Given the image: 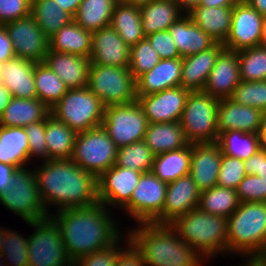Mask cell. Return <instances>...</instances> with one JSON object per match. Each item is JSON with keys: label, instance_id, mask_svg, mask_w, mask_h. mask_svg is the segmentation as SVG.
Returning a JSON list of instances; mask_svg holds the SVG:
<instances>
[{"label": "cell", "instance_id": "cell-31", "mask_svg": "<svg viewBox=\"0 0 266 266\" xmlns=\"http://www.w3.org/2000/svg\"><path fill=\"white\" fill-rule=\"evenodd\" d=\"M49 50L90 58L92 32L83 29L72 20L49 38Z\"/></svg>", "mask_w": 266, "mask_h": 266}, {"label": "cell", "instance_id": "cell-53", "mask_svg": "<svg viewBox=\"0 0 266 266\" xmlns=\"http://www.w3.org/2000/svg\"><path fill=\"white\" fill-rule=\"evenodd\" d=\"M246 175H258L266 186V151L259 150L244 161Z\"/></svg>", "mask_w": 266, "mask_h": 266}, {"label": "cell", "instance_id": "cell-25", "mask_svg": "<svg viewBox=\"0 0 266 266\" xmlns=\"http://www.w3.org/2000/svg\"><path fill=\"white\" fill-rule=\"evenodd\" d=\"M224 49L223 43H216L206 51L182 57L181 87L190 92L203 91L208 76Z\"/></svg>", "mask_w": 266, "mask_h": 266}, {"label": "cell", "instance_id": "cell-13", "mask_svg": "<svg viewBox=\"0 0 266 266\" xmlns=\"http://www.w3.org/2000/svg\"><path fill=\"white\" fill-rule=\"evenodd\" d=\"M167 183L152 171L142 173L130 201L122 208L138 223H151L164 207Z\"/></svg>", "mask_w": 266, "mask_h": 266}, {"label": "cell", "instance_id": "cell-7", "mask_svg": "<svg viewBox=\"0 0 266 266\" xmlns=\"http://www.w3.org/2000/svg\"><path fill=\"white\" fill-rule=\"evenodd\" d=\"M219 99L203 91L190 92L180 120L186 140L192 143H214L219 137L217 109Z\"/></svg>", "mask_w": 266, "mask_h": 266}, {"label": "cell", "instance_id": "cell-24", "mask_svg": "<svg viewBox=\"0 0 266 266\" xmlns=\"http://www.w3.org/2000/svg\"><path fill=\"white\" fill-rule=\"evenodd\" d=\"M182 57L161 59L136 79V95L145 96L181 86Z\"/></svg>", "mask_w": 266, "mask_h": 266}, {"label": "cell", "instance_id": "cell-20", "mask_svg": "<svg viewBox=\"0 0 266 266\" xmlns=\"http://www.w3.org/2000/svg\"><path fill=\"white\" fill-rule=\"evenodd\" d=\"M222 161L221 147L214 143H192L190 176L200 191L217 185L218 173Z\"/></svg>", "mask_w": 266, "mask_h": 266}, {"label": "cell", "instance_id": "cell-55", "mask_svg": "<svg viewBox=\"0 0 266 266\" xmlns=\"http://www.w3.org/2000/svg\"><path fill=\"white\" fill-rule=\"evenodd\" d=\"M15 57L13 44L4 25H0V64Z\"/></svg>", "mask_w": 266, "mask_h": 266}, {"label": "cell", "instance_id": "cell-48", "mask_svg": "<svg viewBox=\"0 0 266 266\" xmlns=\"http://www.w3.org/2000/svg\"><path fill=\"white\" fill-rule=\"evenodd\" d=\"M29 143V161L32 157H43L44 161L49 160V153L46 146L45 130L46 119L34 122L24 127Z\"/></svg>", "mask_w": 266, "mask_h": 266}, {"label": "cell", "instance_id": "cell-22", "mask_svg": "<svg viewBox=\"0 0 266 266\" xmlns=\"http://www.w3.org/2000/svg\"><path fill=\"white\" fill-rule=\"evenodd\" d=\"M265 113L251 106L235 103L232 99H221L217 109L219 135L228 130L257 133Z\"/></svg>", "mask_w": 266, "mask_h": 266}, {"label": "cell", "instance_id": "cell-58", "mask_svg": "<svg viewBox=\"0 0 266 266\" xmlns=\"http://www.w3.org/2000/svg\"><path fill=\"white\" fill-rule=\"evenodd\" d=\"M239 0H200V5L206 7H234Z\"/></svg>", "mask_w": 266, "mask_h": 266}, {"label": "cell", "instance_id": "cell-28", "mask_svg": "<svg viewBox=\"0 0 266 266\" xmlns=\"http://www.w3.org/2000/svg\"><path fill=\"white\" fill-rule=\"evenodd\" d=\"M233 7L199 5L187 13L192 21L217 43H224L230 33Z\"/></svg>", "mask_w": 266, "mask_h": 266}, {"label": "cell", "instance_id": "cell-51", "mask_svg": "<svg viewBox=\"0 0 266 266\" xmlns=\"http://www.w3.org/2000/svg\"><path fill=\"white\" fill-rule=\"evenodd\" d=\"M145 38L150 42V45L159 54L161 59L181 57L169 30L157 31L147 35Z\"/></svg>", "mask_w": 266, "mask_h": 266}, {"label": "cell", "instance_id": "cell-46", "mask_svg": "<svg viewBox=\"0 0 266 266\" xmlns=\"http://www.w3.org/2000/svg\"><path fill=\"white\" fill-rule=\"evenodd\" d=\"M28 242V237L6 228L1 253L7 266H28Z\"/></svg>", "mask_w": 266, "mask_h": 266}, {"label": "cell", "instance_id": "cell-21", "mask_svg": "<svg viewBox=\"0 0 266 266\" xmlns=\"http://www.w3.org/2000/svg\"><path fill=\"white\" fill-rule=\"evenodd\" d=\"M240 82L238 54L224 49L208 76L203 92L219 100L227 99Z\"/></svg>", "mask_w": 266, "mask_h": 266}, {"label": "cell", "instance_id": "cell-11", "mask_svg": "<svg viewBox=\"0 0 266 266\" xmlns=\"http://www.w3.org/2000/svg\"><path fill=\"white\" fill-rule=\"evenodd\" d=\"M35 231L28 237V266H73L64 248L61 232L49 216L27 222Z\"/></svg>", "mask_w": 266, "mask_h": 266}, {"label": "cell", "instance_id": "cell-30", "mask_svg": "<svg viewBox=\"0 0 266 266\" xmlns=\"http://www.w3.org/2000/svg\"><path fill=\"white\" fill-rule=\"evenodd\" d=\"M144 142L155 156L189 144L180 122L148 123Z\"/></svg>", "mask_w": 266, "mask_h": 266}, {"label": "cell", "instance_id": "cell-66", "mask_svg": "<svg viewBox=\"0 0 266 266\" xmlns=\"http://www.w3.org/2000/svg\"><path fill=\"white\" fill-rule=\"evenodd\" d=\"M5 239V228L3 229L2 227L0 228V253L2 251L3 243Z\"/></svg>", "mask_w": 266, "mask_h": 266}, {"label": "cell", "instance_id": "cell-14", "mask_svg": "<svg viewBox=\"0 0 266 266\" xmlns=\"http://www.w3.org/2000/svg\"><path fill=\"white\" fill-rule=\"evenodd\" d=\"M4 26L12 41L15 57L35 63L44 62L49 51V39L31 14L8 22Z\"/></svg>", "mask_w": 266, "mask_h": 266}, {"label": "cell", "instance_id": "cell-10", "mask_svg": "<svg viewBox=\"0 0 266 266\" xmlns=\"http://www.w3.org/2000/svg\"><path fill=\"white\" fill-rule=\"evenodd\" d=\"M18 168L10 180V187L0 194V203L27 222L48 218L40 198L34 172Z\"/></svg>", "mask_w": 266, "mask_h": 266}, {"label": "cell", "instance_id": "cell-8", "mask_svg": "<svg viewBox=\"0 0 266 266\" xmlns=\"http://www.w3.org/2000/svg\"><path fill=\"white\" fill-rule=\"evenodd\" d=\"M87 88L105 107L137 101L136 79L129 67L90 64Z\"/></svg>", "mask_w": 266, "mask_h": 266}, {"label": "cell", "instance_id": "cell-9", "mask_svg": "<svg viewBox=\"0 0 266 266\" xmlns=\"http://www.w3.org/2000/svg\"><path fill=\"white\" fill-rule=\"evenodd\" d=\"M118 147L103 126L77 133L71 160L98 178L116 164Z\"/></svg>", "mask_w": 266, "mask_h": 266}, {"label": "cell", "instance_id": "cell-26", "mask_svg": "<svg viewBox=\"0 0 266 266\" xmlns=\"http://www.w3.org/2000/svg\"><path fill=\"white\" fill-rule=\"evenodd\" d=\"M44 63L68 89L87 87L90 59L79 55L49 50Z\"/></svg>", "mask_w": 266, "mask_h": 266}, {"label": "cell", "instance_id": "cell-2", "mask_svg": "<svg viewBox=\"0 0 266 266\" xmlns=\"http://www.w3.org/2000/svg\"><path fill=\"white\" fill-rule=\"evenodd\" d=\"M43 205L56 206L57 212L97 204V178L71 159H49L33 170ZM58 205V206H57Z\"/></svg>", "mask_w": 266, "mask_h": 266}, {"label": "cell", "instance_id": "cell-32", "mask_svg": "<svg viewBox=\"0 0 266 266\" xmlns=\"http://www.w3.org/2000/svg\"><path fill=\"white\" fill-rule=\"evenodd\" d=\"M142 30L145 36L168 30L184 13L175 0H154L139 7Z\"/></svg>", "mask_w": 266, "mask_h": 266}, {"label": "cell", "instance_id": "cell-3", "mask_svg": "<svg viewBox=\"0 0 266 266\" xmlns=\"http://www.w3.org/2000/svg\"><path fill=\"white\" fill-rule=\"evenodd\" d=\"M137 226L127 234L142 255L145 266H202L206 260L170 225L138 223Z\"/></svg>", "mask_w": 266, "mask_h": 266}, {"label": "cell", "instance_id": "cell-62", "mask_svg": "<svg viewBox=\"0 0 266 266\" xmlns=\"http://www.w3.org/2000/svg\"><path fill=\"white\" fill-rule=\"evenodd\" d=\"M251 7L266 17V0H245Z\"/></svg>", "mask_w": 266, "mask_h": 266}, {"label": "cell", "instance_id": "cell-67", "mask_svg": "<svg viewBox=\"0 0 266 266\" xmlns=\"http://www.w3.org/2000/svg\"><path fill=\"white\" fill-rule=\"evenodd\" d=\"M5 264H7V263H5V260H4L2 253H0V266H7Z\"/></svg>", "mask_w": 266, "mask_h": 266}, {"label": "cell", "instance_id": "cell-6", "mask_svg": "<svg viewBox=\"0 0 266 266\" xmlns=\"http://www.w3.org/2000/svg\"><path fill=\"white\" fill-rule=\"evenodd\" d=\"M105 106L87 87L68 89L50 114L76 133L102 126Z\"/></svg>", "mask_w": 266, "mask_h": 266}, {"label": "cell", "instance_id": "cell-59", "mask_svg": "<svg viewBox=\"0 0 266 266\" xmlns=\"http://www.w3.org/2000/svg\"><path fill=\"white\" fill-rule=\"evenodd\" d=\"M10 91L0 81V116L3 114L4 109L12 99Z\"/></svg>", "mask_w": 266, "mask_h": 266}, {"label": "cell", "instance_id": "cell-19", "mask_svg": "<svg viewBox=\"0 0 266 266\" xmlns=\"http://www.w3.org/2000/svg\"><path fill=\"white\" fill-rule=\"evenodd\" d=\"M90 64L129 67L130 47L111 26L92 33Z\"/></svg>", "mask_w": 266, "mask_h": 266}, {"label": "cell", "instance_id": "cell-49", "mask_svg": "<svg viewBox=\"0 0 266 266\" xmlns=\"http://www.w3.org/2000/svg\"><path fill=\"white\" fill-rule=\"evenodd\" d=\"M236 192L240 203L266 202V186L258 175H246Z\"/></svg>", "mask_w": 266, "mask_h": 266}, {"label": "cell", "instance_id": "cell-17", "mask_svg": "<svg viewBox=\"0 0 266 266\" xmlns=\"http://www.w3.org/2000/svg\"><path fill=\"white\" fill-rule=\"evenodd\" d=\"M190 91L172 87L155 94L137 96L148 123L180 122Z\"/></svg>", "mask_w": 266, "mask_h": 266}, {"label": "cell", "instance_id": "cell-47", "mask_svg": "<svg viewBox=\"0 0 266 266\" xmlns=\"http://www.w3.org/2000/svg\"><path fill=\"white\" fill-rule=\"evenodd\" d=\"M245 176L246 170L243 160L222 154V161L217 179L218 186L236 190Z\"/></svg>", "mask_w": 266, "mask_h": 266}, {"label": "cell", "instance_id": "cell-57", "mask_svg": "<svg viewBox=\"0 0 266 266\" xmlns=\"http://www.w3.org/2000/svg\"><path fill=\"white\" fill-rule=\"evenodd\" d=\"M61 9L74 17L82 0H54Z\"/></svg>", "mask_w": 266, "mask_h": 266}, {"label": "cell", "instance_id": "cell-40", "mask_svg": "<svg viewBox=\"0 0 266 266\" xmlns=\"http://www.w3.org/2000/svg\"><path fill=\"white\" fill-rule=\"evenodd\" d=\"M34 80L37 98L49 109L67 92L64 82L44 62L35 63Z\"/></svg>", "mask_w": 266, "mask_h": 266}, {"label": "cell", "instance_id": "cell-33", "mask_svg": "<svg viewBox=\"0 0 266 266\" xmlns=\"http://www.w3.org/2000/svg\"><path fill=\"white\" fill-rule=\"evenodd\" d=\"M29 143L24 127L0 126V162L23 168L29 162Z\"/></svg>", "mask_w": 266, "mask_h": 266}, {"label": "cell", "instance_id": "cell-16", "mask_svg": "<svg viewBox=\"0 0 266 266\" xmlns=\"http://www.w3.org/2000/svg\"><path fill=\"white\" fill-rule=\"evenodd\" d=\"M141 172L114 165L97 178V198L108 209H121L130 201Z\"/></svg>", "mask_w": 266, "mask_h": 266}, {"label": "cell", "instance_id": "cell-15", "mask_svg": "<svg viewBox=\"0 0 266 266\" xmlns=\"http://www.w3.org/2000/svg\"><path fill=\"white\" fill-rule=\"evenodd\" d=\"M264 18L245 0H239L232 10L230 33L223 43L225 49L238 52L260 45Z\"/></svg>", "mask_w": 266, "mask_h": 266}, {"label": "cell", "instance_id": "cell-61", "mask_svg": "<svg viewBox=\"0 0 266 266\" xmlns=\"http://www.w3.org/2000/svg\"><path fill=\"white\" fill-rule=\"evenodd\" d=\"M258 141H259V148L261 150L266 151V115L263 119L262 124L260 125L258 132Z\"/></svg>", "mask_w": 266, "mask_h": 266}, {"label": "cell", "instance_id": "cell-5", "mask_svg": "<svg viewBox=\"0 0 266 266\" xmlns=\"http://www.w3.org/2000/svg\"><path fill=\"white\" fill-rule=\"evenodd\" d=\"M170 226L203 259H212L218 253L227 254L228 230L226 217L210 215L199 208H195L178 217Z\"/></svg>", "mask_w": 266, "mask_h": 266}, {"label": "cell", "instance_id": "cell-45", "mask_svg": "<svg viewBox=\"0 0 266 266\" xmlns=\"http://www.w3.org/2000/svg\"><path fill=\"white\" fill-rule=\"evenodd\" d=\"M160 60L159 54L144 38L130 48L129 70L137 79L143 73L151 70Z\"/></svg>", "mask_w": 266, "mask_h": 266}, {"label": "cell", "instance_id": "cell-54", "mask_svg": "<svg viewBox=\"0 0 266 266\" xmlns=\"http://www.w3.org/2000/svg\"><path fill=\"white\" fill-rule=\"evenodd\" d=\"M128 248H125L118 254L116 259L115 266H145L142 255L134 247V245L129 240V235H126Z\"/></svg>", "mask_w": 266, "mask_h": 266}, {"label": "cell", "instance_id": "cell-42", "mask_svg": "<svg viewBox=\"0 0 266 266\" xmlns=\"http://www.w3.org/2000/svg\"><path fill=\"white\" fill-rule=\"evenodd\" d=\"M154 157L144 140H141L118 148L115 165L147 173L152 171Z\"/></svg>", "mask_w": 266, "mask_h": 266}, {"label": "cell", "instance_id": "cell-41", "mask_svg": "<svg viewBox=\"0 0 266 266\" xmlns=\"http://www.w3.org/2000/svg\"><path fill=\"white\" fill-rule=\"evenodd\" d=\"M217 143L223 155L243 161L260 150L257 133H245L240 130L222 132Z\"/></svg>", "mask_w": 266, "mask_h": 266}, {"label": "cell", "instance_id": "cell-35", "mask_svg": "<svg viewBox=\"0 0 266 266\" xmlns=\"http://www.w3.org/2000/svg\"><path fill=\"white\" fill-rule=\"evenodd\" d=\"M191 144L154 157L152 172L163 182L170 183L190 173Z\"/></svg>", "mask_w": 266, "mask_h": 266}, {"label": "cell", "instance_id": "cell-65", "mask_svg": "<svg viewBox=\"0 0 266 266\" xmlns=\"http://www.w3.org/2000/svg\"><path fill=\"white\" fill-rule=\"evenodd\" d=\"M245 266H266V260L253 261V262H244ZM242 266V265H241Z\"/></svg>", "mask_w": 266, "mask_h": 266}, {"label": "cell", "instance_id": "cell-37", "mask_svg": "<svg viewBox=\"0 0 266 266\" xmlns=\"http://www.w3.org/2000/svg\"><path fill=\"white\" fill-rule=\"evenodd\" d=\"M77 133L51 114L46 118V146L49 159H71Z\"/></svg>", "mask_w": 266, "mask_h": 266}, {"label": "cell", "instance_id": "cell-60", "mask_svg": "<svg viewBox=\"0 0 266 266\" xmlns=\"http://www.w3.org/2000/svg\"><path fill=\"white\" fill-rule=\"evenodd\" d=\"M178 3L179 9L187 14L189 13L194 7L200 5V0H175Z\"/></svg>", "mask_w": 266, "mask_h": 266}, {"label": "cell", "instance_id": "cell-52", "mask_svg": "<svg viewBox=\"0 0 266 266\" xmlns=\"http://www.w3.org/2000/svg\"><path fill=\"white\" fill-rule=\"evenodd\" d=\"M32 0H0V25L31 14Z\"/></svg>", "mask_w": 266, "mask_h": 266}, {"label": "cell", "instance_id": "cell-64", "mask_svg": "<svg viewBox=\"0 0 266 266\" xmlns=\"http://www.w3.org/2000/svg\"><path fill=\"white\" fill-rule=\"evenodd\" d=\"M260 45L266 46V17L264 18V22L262 26Z\"/></svg>", "mask_w": 266, "mask_h": 266}, {"label": "cell", "instance_id": "cell-44", "mask_svg": "<svg viewBox=\"0 0 266 266\" xmlns=\"http://www.w3.org/2000/svg\"><path fill=\"white\" fill-rule=\"evenodd\" d=\"M230 99L240 105L259 109L266 114V80L241 81Z\"/></svg>", "mask_w": 266, "mask_h": 266}, {"label": "cell", "instance_id": "cell-27", "mask_svg": "<svg viewBox=\"0 0 266 266\" xmlns=\"http://www.w3.org/2000/svg\"><path fill=\"white\" fill-rule=\"evenodd\" d=\"M168 30L181 57L206 51L217 43L188 14L180 16Z\"/></svg>", "mask_w": 266, "mask_h": 266}, {"label": "cell", "instance_id": "cell-50", "mask_svg": "<svg viewBox=\"0 0 266 266\" xmlns=\"http://www.w3.org/2000/svg\"><path fill=\"white\" fill-rule=\"evenodd\" d=\"M121 237L108 248H104L88 255L80 257L75 266H115L118 254L123 248L118 247L121 243ZM118 247V248H117Z\"/></svg>", "mask_w": 266, "mask_h": 266}, {"label": "cell", "instance_id": "cell-4", "mask_svg": "<svg viewBox=\"0 0 266 266\" xmlns=\"http://www.w3.org/2000/svg\"><path fill=\"white\" fill-rule=\"evenodd\" d=\"M227 254L266 260V202H244L227 218Z\"/></svg>", "mask_w": 266, "mask_h": 266}, {"label": "cell", "instance_id": "cell-43", "mask_svg": "<svg viewBox=\"0 0 266 266\" xmlns=\"http://www.w3.org/2000/svg\"><path fill=\"white\" fill-rule=\"evenodd\" d=\"M237 54L241 81L266 80V46H254Z\"/></svg>", "mask_w": 266, "mask_h": 266}, {"label": "cell", "instance_id": "cell-63", "mask_svg": "<svg viewBox=\"0 0 266 266\" xmlns=\"http://www.w3.org/2000/svg\"><path fill=\"white\" fill-rule=\"evenodd\" d=\"M119 1L125 4H131V5L140 7L154 0H119Z\"/></svg>", "mask_w": 266, "mask_h": 266}, {"label": "cell", "instance_id": "cell-34", "mask_svg": "<svg viewBox=\"0 0 266 266\" xmlns=\"http://www.w3.org/2000/svg\"><path fill=\"white\" fill-rule=\"evenodd\" d=\"M110 26L130 48L146 37L142 30L139 6L118 1L114 7Z\"/></svg>", "mask_w": 266, "mask_h": 266}, {"label": "cell", "instance_id": "cell-12", "mask_svg": "<svg viewBox=\"0 0 266 266\" xmlns=\"http://www.w3.org/2000/svg\"><path fill=\"white\" fill-rule=\"evenodd\" d=\"M147 125L138 101L105 107L102 126L118 148L144 140Z\"/></svg>", "mask_w": 266, "mask_h": 266}, {"label": "cell", "instance_id": "cell-29", "mask_svg": "<svg viewBox=\"0 0 266 266\" xmlns=\"http://www.w3.org/2000/svg\"><path fill=\"white\" fill-rule=\"evenodd\" d=\"M49 115L50 109L38 98L12 97L0 116V126L25 127L34 122L45 120Z\"/></svg>", "mask_w": 266, "mask_h": 266}, {"label": "cell", "instance_id": "cell-38", "mask_svg": "<svg viewBox=\"0 0 266 266\" xmlns=\"http://www.w3.org/2000/svg\"><path fill=\"white\" fill-rule=\"evenodd\" d=\"M31 15L48 39L73 20L54 0H32Z\"/></svg>", "mask_w": 266, "mask_h": 266}, {"label": "cell", "instance_id": "cell-39", "mask_svg": "<svg viewBox=\"0 0 266 266\" xmlns=\"http://www.w3.org/2000/svg\"><path fill=\"white\" fill-rule=\"evenodd\" d=\"M240 201L235 189L220 187L201 191L198 208L210 215L228 218L239 206Z\"/></svg>", "mask_w": 266, "mask_h": 266}, {"label": "cell", "instance_id": "cell-56", "mask_svg": "<svg viewBox=\"0 0 266 266\" xmlns=\"http://www.w3.org/2000/svg\"><path fill=\"white\" fill-rule=\"evenodd\" d=\"M18 168L0 162V194L10 187V180Z\"/></svg>", "mask_w": 266, "mask_h": 266}, {"label": "cell", "instance_id": "cell-36", "mask_svg": "<svg viewBox=\"0 0 266 266\" xmlns=\"http://www.w3.org/2000/svg\"><path fill=\"white\" fill-rule=\"evenodd\" d=\"M119 0H82L73 20L83 29L95 32L110 26L114 7Z\"/></svg>", "mask_w": 266, "mask_h": 266}, {"label": "cell", "instance_id": "cell-23", "mask_svg": "<svg viewBox=\"0 0 266 266\" xmlns=\"http://www.w3.org/2000/svg\"><path fill=\"white\" fill-rule=\"evenodd\" d=\"M35 62L13 57L0 64V81L13 97L37 98L34 80Z\"/></svg>", "mask_w": 266, "mask_h": 266}, {"label": "cell", "instance_id": "cell-1", "mask_svg": "<svg viewBox=\"0 0 266 266\" xmlns=\"http://www.w3.org/2000/svg\"><path fill=\"white\" fill-rule=\"evenodd\" d=\"M103 203L69 208L50 214L61 232L68 257L75 263L80 257L108 248L122 235ZM113 219V220H112Z\"/></svg>", "mask_w": 266, "mask_h": 266}, {"label": "cell", "instance_id": "cell-18", "mask_svg": "<svg viewBox=\"0 0 266 266\" xmlns=\"http://www.w3.org/2000/svg\"><path fill=\"white\" fill-rule=\"evenodd\" d=\"M201 191L190 174L167 183V192L162 212L151 222L170 225L178 217L198 208Z\"/></svg>", "mask_w": 266, "mask_h": 266}]
</instances>
